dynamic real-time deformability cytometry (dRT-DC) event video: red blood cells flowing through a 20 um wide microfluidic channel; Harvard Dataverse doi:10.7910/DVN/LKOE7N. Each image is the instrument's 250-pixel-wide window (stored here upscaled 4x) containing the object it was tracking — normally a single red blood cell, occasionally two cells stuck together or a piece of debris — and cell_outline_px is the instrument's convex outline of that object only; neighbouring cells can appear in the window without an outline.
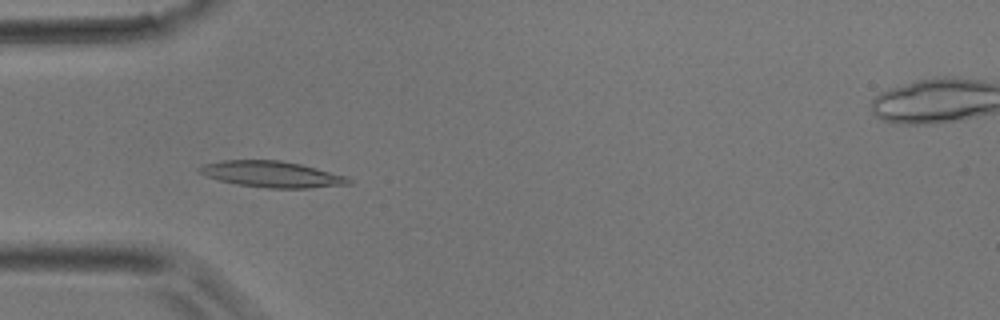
{"species": "common noctule bat (a hibernating species)", "species_latin": "Nyctalus noctula", "temperature_condition": "room temperature", "stored_images_in_passage": 4, "camera_frame_rate_fps": 3000, "um_per_image_px": 0.085, "animal": {"sex": "male", "body_mass_g": 17.9}, "frame": {"image": 1, "passage_image": 3, "time_ms": 0.667, "image_size_px": [1000, 320], "cell_outline_px": [[352, 184], [308, 188], [268, 188], [236, 184], [220, 180], [196, 172], [196, 168], [200, 164], [224, 160], [280, 160], [300, 164], [348, 176], [352, 180]], "centroid_in_image_um": [23.09, 14.8], "position_along_channel_um": 61.9, "area_um2": 22.89}}
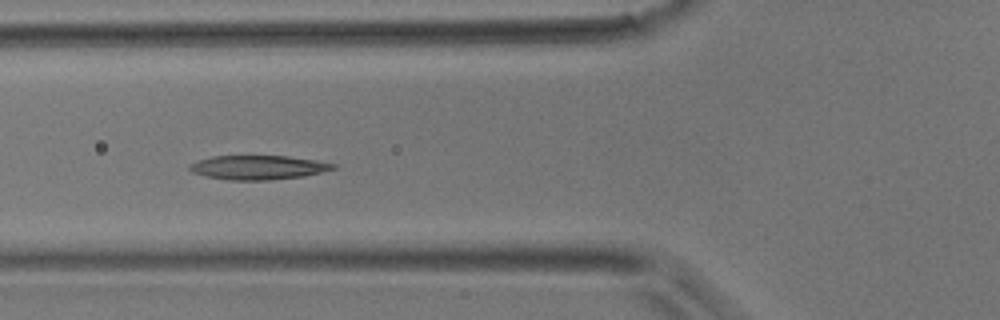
{"frame": {"image": 2, "passage_image": 4, "time_ms": 1.0, "image_size_px": [1000, 320], "cell_outline_px": [[336, 168], [304, 176], [268, 180], [228, 180], [208, 176], [192, 172], [188, 168], [192, 164], [200, 160], [212, 156], [288, 156], [316, 160], [336, 164]], "centroid_in_image_um": [21.97, 14.23], "position_along_channel_um": 103.8, "area_um2": 19.94}}